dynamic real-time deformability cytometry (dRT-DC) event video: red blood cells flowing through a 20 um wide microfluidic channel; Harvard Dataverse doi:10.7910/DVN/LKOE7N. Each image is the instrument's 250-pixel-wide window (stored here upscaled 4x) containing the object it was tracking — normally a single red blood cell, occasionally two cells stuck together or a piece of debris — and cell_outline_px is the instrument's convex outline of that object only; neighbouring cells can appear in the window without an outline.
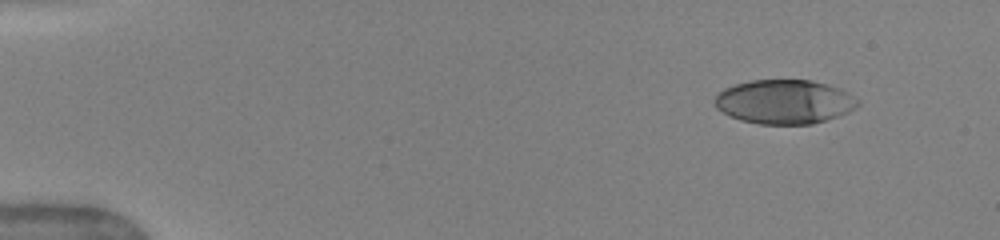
{"species": "human", "species_latin": "Homo sapiens", "temperature_condition": "warm", "stored_images_in_passage": 56, "camera_frame_rate_fps": 3000, "um_per_image_px": 0.085, "donor": {"sex": "female"}, "frame": {"image": 1, "passage_image": 1, "time_ms": 0.0, "image_size_px": [1000, 240], "cell_outline_px": [[860, 104], [856, 108], [848, 112], [812, 124], [760, 124], [740, 120], [728, 116], [716, 108], [716, 96], [724, 88], [736, 84], [752, 80], [812, 80], [828, 84], [840, 88], [848, 92], [860, 100]], "centroid_in_image_um": [66.7, 8.65], "position_along_channel_um": 18.3, "area_um2": 36.88}}
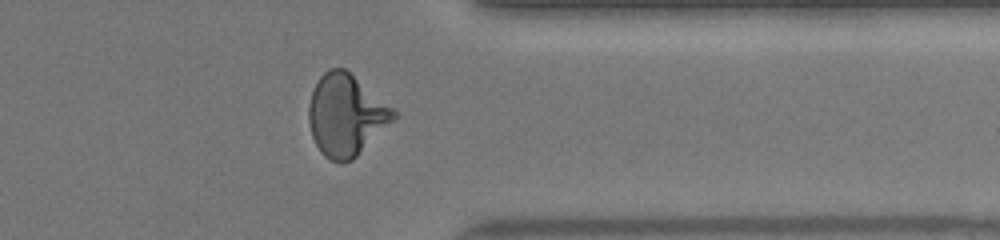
{"frame": {"image": 2, "passage_image": 50, "time_ms": 12.0, "image_size_px": [1000, 240], "cell_outline_px": [[400, 116], [396, 120], [352, 160], [328, 160], [320, 152], [312, 136], [308, 120], [308, 108], [312, 92], [320, 76], [328, 68], [344, 68], [392, 108]], "centroid_in_image_um": [29.41, 9.8], "position_along_channel_um": 382.0, "area_um2": 39.94}}
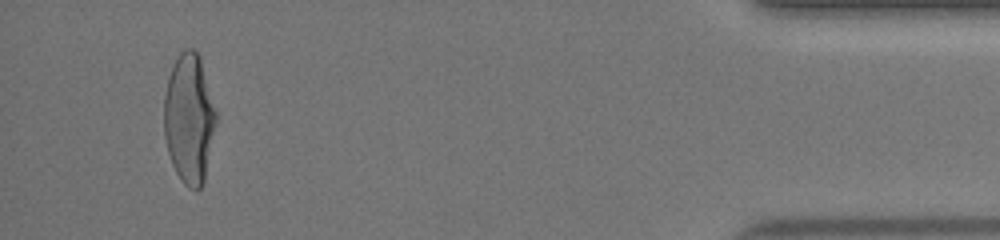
{"frame": {"image": 3, "passage_image": 54, "time_ms": 14.333, "image_size_px": [1000, 240], "cell_outline_px": [[216, 124], [204, 180], [200, 188], [196, 192], [188, 188], [184, 184], [176, 172], [172, 164], [168, 152], [164, 136], [164, 96], [168, 76], [180, 52], [184, 48], [192, 48], [200, 56], [216, 112]], "centroid_in_image_um": [16.07, 10.09], "position_along_channel_um": 419.1, "area_um2": 39.25}, "authors_computed_cell_mechanics": {"area_um2": 38.4659, "velocity_mm_per_s": 4.0278, "shape_relaxation_time_tau1_ms": 4.8871, "shape_relaxation_time_tau2_ms": 0.867, "deformation_change_tau1": 0.2218, "deformation_change_tau2": 0.0796}}